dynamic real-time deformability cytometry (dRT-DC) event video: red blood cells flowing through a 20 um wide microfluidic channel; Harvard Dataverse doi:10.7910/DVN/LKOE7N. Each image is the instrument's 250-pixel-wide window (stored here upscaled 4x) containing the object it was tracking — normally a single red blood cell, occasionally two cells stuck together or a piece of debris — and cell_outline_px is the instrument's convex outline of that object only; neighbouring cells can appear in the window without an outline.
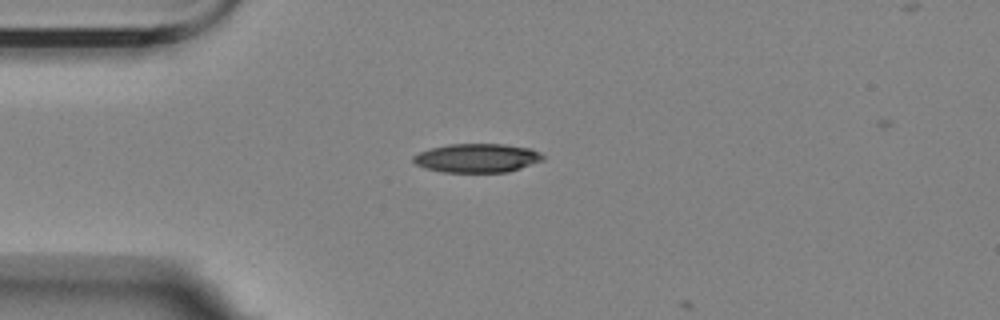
{"species": "Egyptian fruit bat (a non-hibernating species)", "species_latin": "Rousettus aegyptiacus", "temperature_condition": "room temperature", "stored_images_in_passage": 4, "camera_frame_rate_fps": 3000, "um_per_image_px": 0.085, "animal": {"sex": "female"}, "frame": {"image": 1, "passage_image": 4, "time_ms": 5.333, "image_size_px": [1000, 320], "cell_outline_px": [[544, 160], [508, 172], [440, 172], [424, 168], [416, 164], [412, 160], [412, 156], [420, 152], [432, 148], [448, 144], [504, 144], [532, 148], [540, 152], [544, 156]], "centroid_in_image_um": [40.56, 13.43], "position_along_channel_um": 44.4, "area_um2": 21.91}}